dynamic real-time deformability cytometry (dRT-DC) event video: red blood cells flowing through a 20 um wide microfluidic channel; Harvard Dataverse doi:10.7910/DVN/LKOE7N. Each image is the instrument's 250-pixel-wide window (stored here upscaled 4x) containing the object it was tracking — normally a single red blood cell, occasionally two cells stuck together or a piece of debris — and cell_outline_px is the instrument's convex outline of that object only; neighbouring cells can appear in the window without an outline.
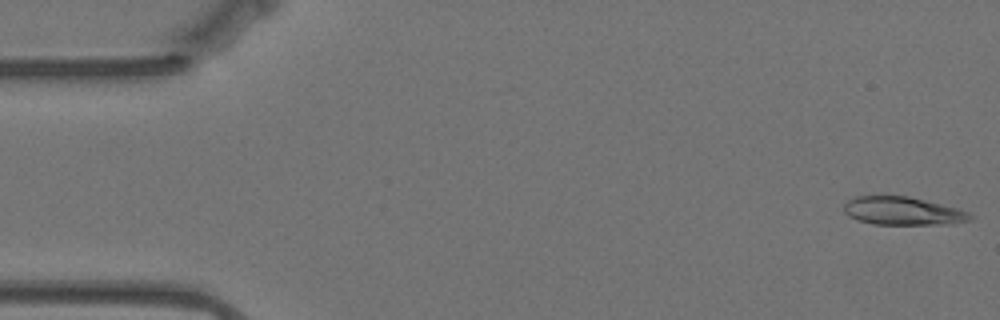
{"species": "Egyptian fruit bat (a non-hibernating species)", "species_latin": "Rousettus aegyptiacus", "temperature_condition": "warm", "stored_images_in_passage": 56, "camera_frame_rate_fps": 3000, "um_per_image_px": 0.085, "animal": {"sex": "female"}, "frame": {"image": 1, "passage_image": 1, "time_ms": 0.0, "image_size_px": [1000, 320], "cell_outline_px": [[972, 220], [948, 224], [872, 224], [856, 220], [848, 216], [844, 212], [844, 204], [848, 200], [856, 196], [908, 196], [956, 208], [968, 212], [972, 216]], "centroid_in_image_um": [76.69, 17.94], "position_along_channel_um": 8.3, "area_um2": 20.58}}
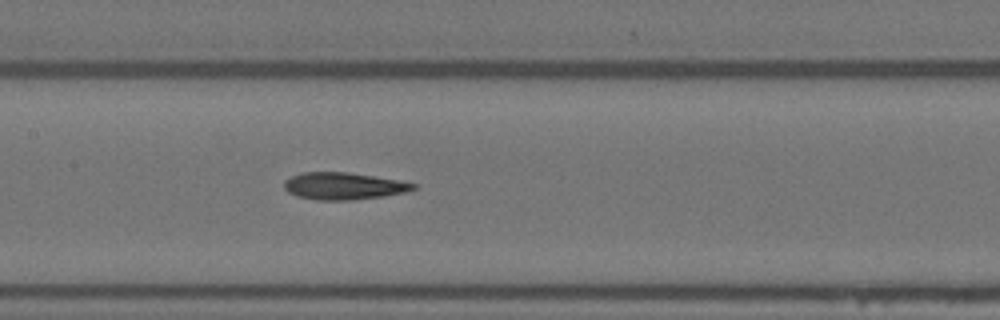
{"frame": {"image": 2, "passage_image": 26, "time_ms": 8.333, "image_size_px": [1000, 320], "cell_outline_px": [[416, 188], [404, 192], [384, 196], [352, 200], [316, 200], [296, 196], [288, 192], [284, 188], [284, 180], [292, 176], [304, 172], [348, 172], [400, 180], [416, 184]], "centroid_in_image_um": [29.19, 15.81], "position_along_channel_um": 178.2, "area_um2": 20.4}}
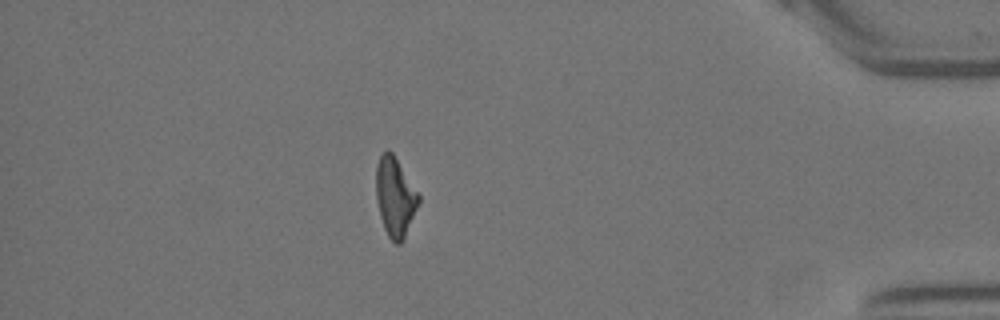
{"frame": {"image": 3, "passage_image": 49, "time_ms": 16.0, "image_size_px": [1000, 320], "cell_outline_px": [[420, 200], [404, 240], [400, 244], [396, 244], [388, 236], [384, 228], [380, 216], [376, 200], [376, 164], [380, 156], [388, 148], [392, 152], [420, 196]], "centroid_in_image_um": [33.57, 16.75], "position_along_channel_um": 401.6, "area_um2": 19.54}, "authors_computed_cell_mechanics": {"area_um2": 20.3745, "velocity_mm_per_s": 3.5299, "shape_relaxation_time_tau1_ms": 5.6174, "shape_relaxation_time_tau2_ms": 4.6626, "deformation_change_tau1": 0.1861, "deformation_change_tau2": 0.1363}}